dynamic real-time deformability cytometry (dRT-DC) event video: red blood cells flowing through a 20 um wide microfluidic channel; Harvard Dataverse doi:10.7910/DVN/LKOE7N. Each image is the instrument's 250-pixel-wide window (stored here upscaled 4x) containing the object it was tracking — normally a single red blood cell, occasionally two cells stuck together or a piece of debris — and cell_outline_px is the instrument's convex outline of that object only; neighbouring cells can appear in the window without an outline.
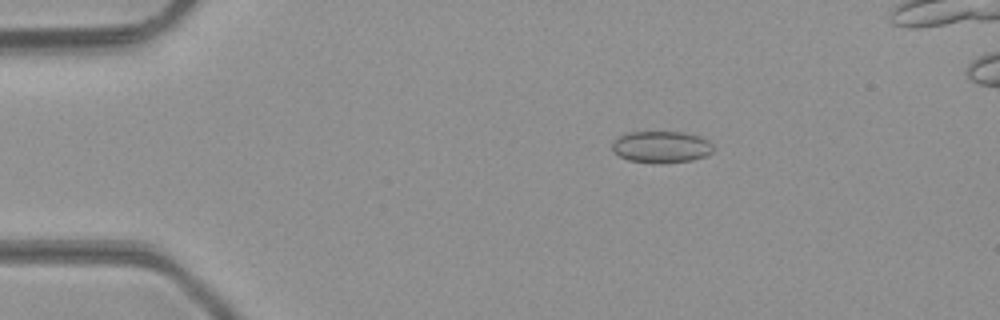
{"species": "common noctule bat (a hibernating species)", "species_latin": "Nyctalus noctula", "temperature_condition": "room temperature", "stored_images_in_passage": 46, "camera_frame_rate_fps": 3000, "um_per_image_px": 0.085, "animal": {"sex": "male", "body_mass_g": 23.1, "forearm_length_mm": 52.7}, "frame": {"image": 1, "passage_image": 8, "time_ms": 2.333, "image_size_px": [1000, 320], "cell_outline_px": [[712, 152], [704, 156], [692, 160], [628, 160], [612, 152], [612, 140], [628, 132], [684, 132], [700, 136], [708, 140], [712, 144]], "centroid_in_image_um": [56.19, 12.43], "position_along_channel_um": 28.8, "area_um2": 17.92}}
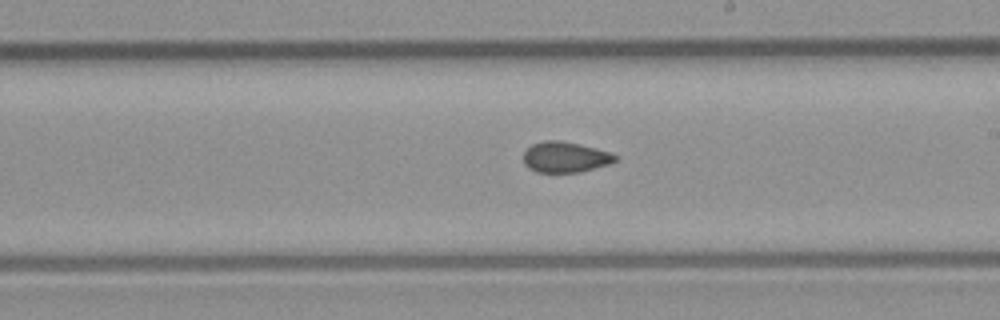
{"frame": {"image": 2, "passage_image": 27, "time_ms": 8.667, "image_size_px": [1000, 320], "cell_outline_px": [[620, 156], [616, 160], [608, 164], [580, 172], [536, 172], [528, 168], [524, 164], [524, 152], [532, 144], [544, 140], [560, 140], [580, 144], [608, 152]], "centroid_in_image_um": [48.02, 13.35], "position_along_channel_um": 241.0, "area_um2": 16.36}}
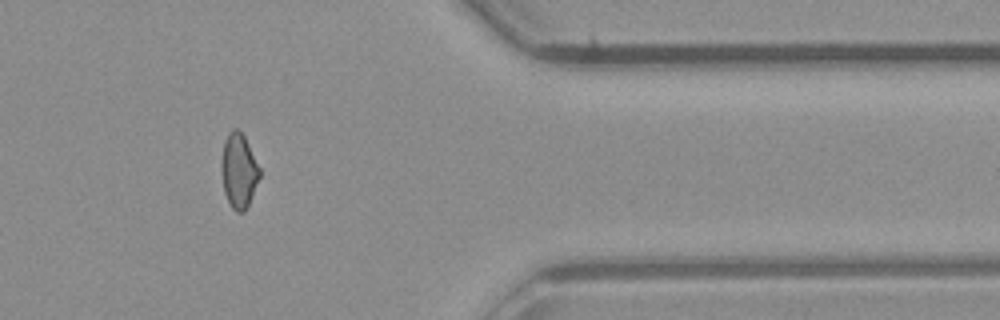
{"frame": {"image": 3, "passage_image": 39, "time_ms": 12.667, "image_size_px": [1000, 320], "cell_outline_px": [[260, 176], [248, 204], [244, 212], [236, 212], [232, 208], [224, 192], [220, 168], [224, 140], [228, 132], [232, 128], [236, 128], [244, 136], [260, 168]], "centroid_in_image_um": [20.27, 14.49], "position_along_channel_um": 391.1, "area_um2": 16.53}}